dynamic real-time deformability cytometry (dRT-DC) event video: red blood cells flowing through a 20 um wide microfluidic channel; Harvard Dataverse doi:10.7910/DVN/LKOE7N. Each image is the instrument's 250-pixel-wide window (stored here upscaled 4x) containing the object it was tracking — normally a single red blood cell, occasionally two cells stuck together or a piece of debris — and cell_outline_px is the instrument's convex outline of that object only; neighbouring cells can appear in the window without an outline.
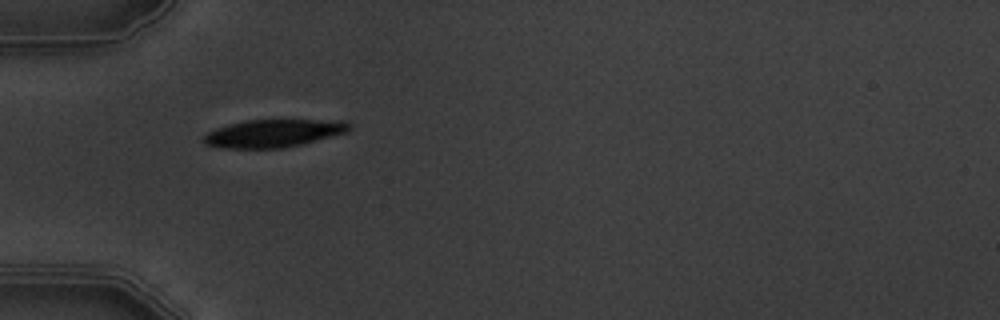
{"species": "common noctule bat (a hibernating species)", "species_latin": "Nyctalus noctula", "temperature_condition": "warm", "stored_images_in_passage": 2, "camera_frame_rate_fps": 3000, "um_per_image_px": 0.085, "animal": {"sex": "male", "body_mass_g": 19.5, "forearm_length_mm": 54.6}, "frame": {"image": 1, "passage_image": 1, "time_ms": 0.0, "image_size_px": [1000, 320], "cell_outline_px": [[352, 124], [348, 132], [284, 148], [220, 148], [208, 144], [204, 140], [204, 136], [208, 132], [216, 128], [244, 120], [344, 120]], "centroid_in_image_um": [23.28, 11.32], "position_along_channel_um": 61.7, "area_um2": 23.41}}